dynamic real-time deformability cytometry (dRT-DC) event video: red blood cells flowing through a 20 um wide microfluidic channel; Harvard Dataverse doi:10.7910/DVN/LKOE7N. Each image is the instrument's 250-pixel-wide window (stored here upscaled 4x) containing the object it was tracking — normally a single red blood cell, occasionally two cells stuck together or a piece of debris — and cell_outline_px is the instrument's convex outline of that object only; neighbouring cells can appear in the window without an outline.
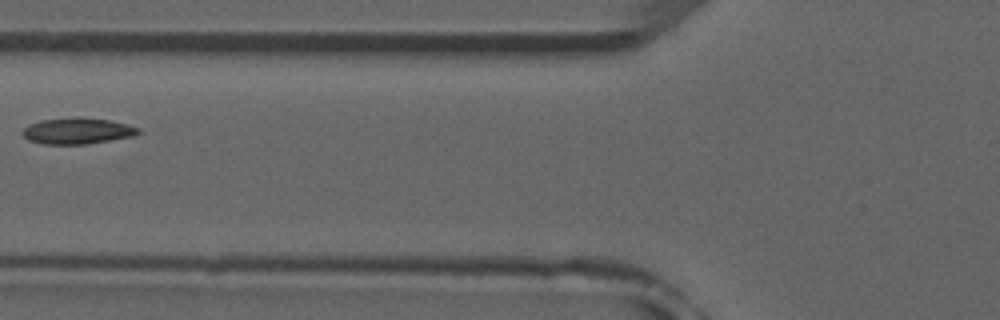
{"species": "common noctule bat (a hibernating species)", "species_latin": "Nyctalus noctula", "temperature_condition": "room temperature", "stored_images_in_passage": 7, "camera_frame_rate_fps": 3000, "um_per_image_px": 0.085, "animal": {"sex": "male", "forearm_length_mm": 52.5}, "frame": {"image": 1, "passage_image": 5, "time_ms": 4.667, "image_size_px": [1000, 320], "cell_outline_px": [[140, 132], [136, 136], [84, 144], [44, 144], [28, 140], [20, 132], [28, 124], [40, 120], [76, 116], [80, 116], [108, 120], [128, 124], [140, 128]], "centroid_in_image_um": [6.57, 11.11], "position_along_channel_um": 119.2, "area_um2": 17.92}}
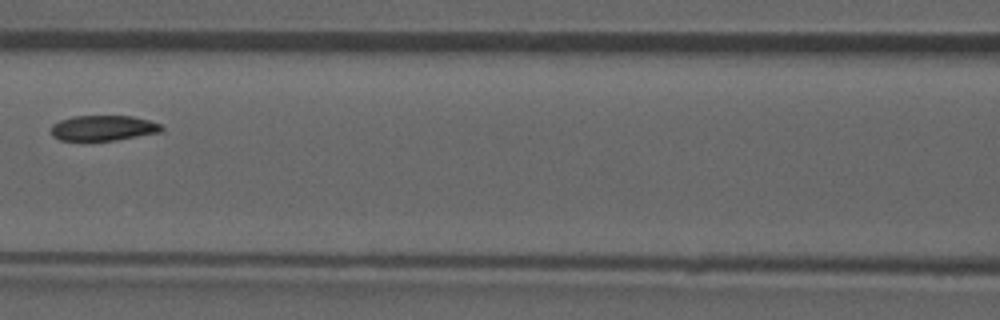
{"frame": {"image": 2, "passage_image": 6, "time_ms": 5.667, "image_size_px": [1000, 320], "cell_outline_px": [[164, 128], [160, 132], [116, 140], [60, 140], [52, 136], [52, 124], [60, 120], [72, 116], [132, 116], [148, 120], [160, 124]], "centroid_in_image_um": [8.76, 10.87], "position_along_channel_um": 157.8, "area_um2": 16.18}}